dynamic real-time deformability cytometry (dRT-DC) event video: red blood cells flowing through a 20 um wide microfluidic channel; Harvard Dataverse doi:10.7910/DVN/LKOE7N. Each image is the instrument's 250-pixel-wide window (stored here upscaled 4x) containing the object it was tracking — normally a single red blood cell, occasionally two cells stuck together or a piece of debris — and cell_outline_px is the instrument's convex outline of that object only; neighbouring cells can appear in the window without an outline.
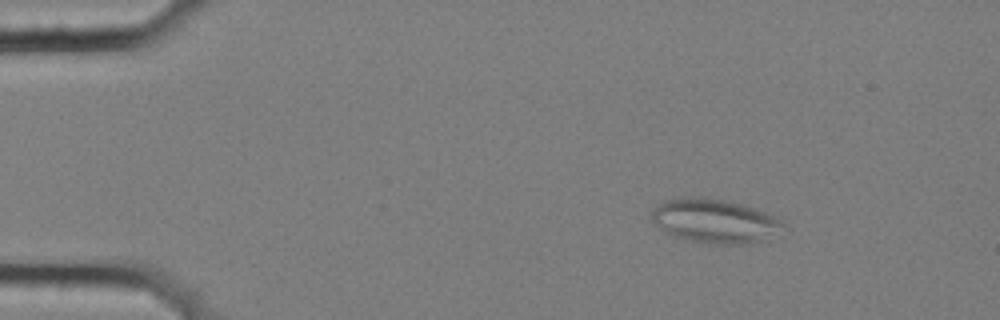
{"species": "common noctule bat (a hibernating species)", "species_latin": "Nyctalus noctula", "temperature_condition": "cold", "stored_images_in_passage": 49, "camera_frame_rate_fps": 3000, "um_per_image_px": 0.085, "animal": {"sex": "female", "body_mass_g": 25.1}, "frame": {"image": 1, "passage_image": 1, "time_ms": 0.0, "image_size_px": [1000, 320], "cell_outline_px": [[784, 224], [780, 236], [748, 244], [700, 244], [684, 240], [660, 228], [648, 216], [652, 208], [660, 200], [688, 196], [704, 196], [744, 204], [756, 208], [780, 220]], "centroid_in_image_um": [60.72, 18.78], "position_along_channel_um": 24.3, "area_um2": 34.74}}
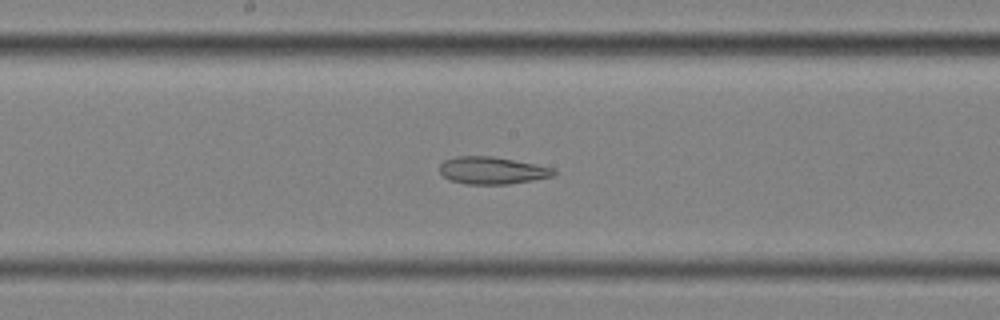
{"frame": {"image": 2, "passage_image": 23, "time_ms": 7.333, "image_size_px": [1000, 320], "cell_outline_px": [[556, 176], [508, 184], [468, 184], [448, 180], [440, 172], [440, 164], [444, 160], [456, 156], [492, 156], [536, 164], [556, 168]], "centroid_in_image_um": [41.86, 14.49], "position_along_channel_um": 206.3, "area_um2": 18.26}}
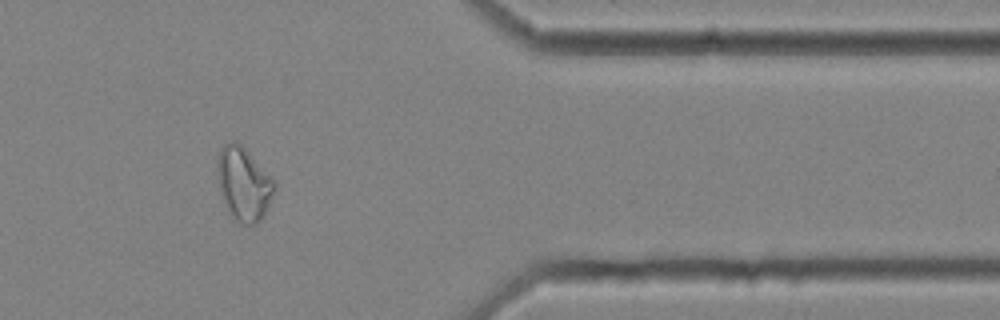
{"frame": {"image": 3, "passage_image": 40, "time_ms": 13.0, "image_size_px": [1000, 320], "cell_outline_px": [[276, 188], [264, 216], [256, 224], [240, 224], [232, 220], [224, 204], [220, 188], [216, 168], [216, 164], [220, 152], [224, 144], [232, 140], [236, 140], [276, 180]], "centroid_in_image_um": [20.72, 15.66], "position_along_channel_um": 390.7, "area_um2": 24.68}, "authors_computed_cell_mechanics": {"area_um2": 23.2934, "velocity_mm_per_s": 3.5652, "shape_relaxation_time_tau1_ms": null, "shape_relaxation_time_tau2_ms": 4.1032, "deformation_change_tau1": null, "deformation_change_tau2": 0.1232}}